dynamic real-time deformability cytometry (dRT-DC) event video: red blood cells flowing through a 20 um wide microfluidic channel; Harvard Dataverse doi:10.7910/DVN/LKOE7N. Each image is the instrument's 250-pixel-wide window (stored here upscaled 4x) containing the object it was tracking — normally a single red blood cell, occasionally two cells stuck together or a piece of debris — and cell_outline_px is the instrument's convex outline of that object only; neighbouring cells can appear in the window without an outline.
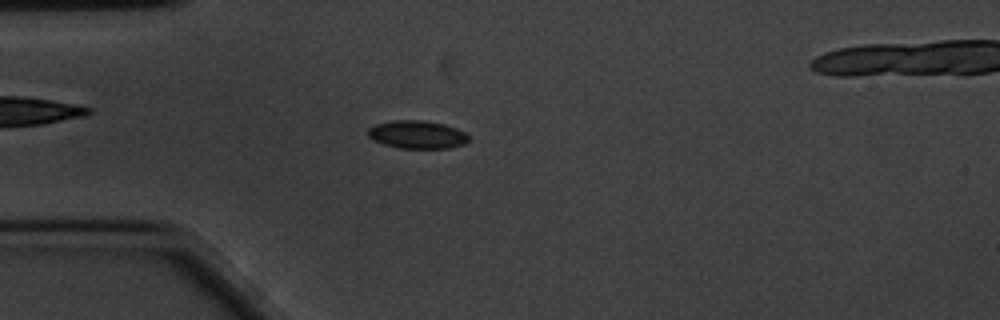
{"species": "common noctule bat (a hibernating species)", "species_latin": "Nyctalus noctula", "temperature_condition": "cold", "stored_images_in_passage": 59, "camera_frame_rate_fps": 3000, "um_per_image_px": 0.085, "animal": {"sex": "male", "body_mass_g": 20.1, "forearm_length_mm": 53.5}, "frame": {"image": 1, "passage_image": 15, "time_ms": 4.667, "image_size_px": [1000, 320], "cell_outline_px": [[468, 140], [464, 144], [448, 148], [400, 148], [384, 144], [372, 140], [368, 136], [368, 128], [376, 124], [396, 120], [420, 120], [444, 124], [456, 128], [464, 132], [468, 136]], "centroid_in_image_um": [35.44, 11.44], "position_along_channel_um": 49.6, "area_um2": 16.3}}
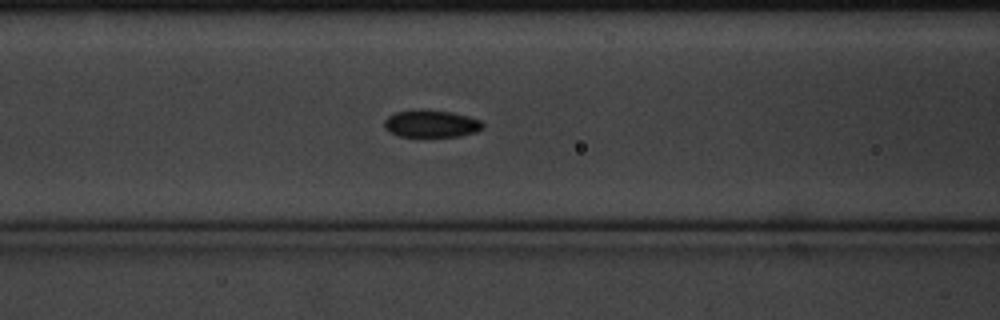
{"frame": {"image": 2, "passage_image": 23, "time_ms": 7.333, "image_size_px": [1000, 320], "cell_outline_px": [[484, 128], [476, 132], [460, 136], [400, 136], [388, 132], [384, 128], [384, 120], [388, 116], [396, 112], [452, 112], [468, 116], [480, 120], [484, 124]], "centroid_in_image_um": [36.68, 10.56], "position_along_channel_um": 129.9, "area_um2": 15.09}}
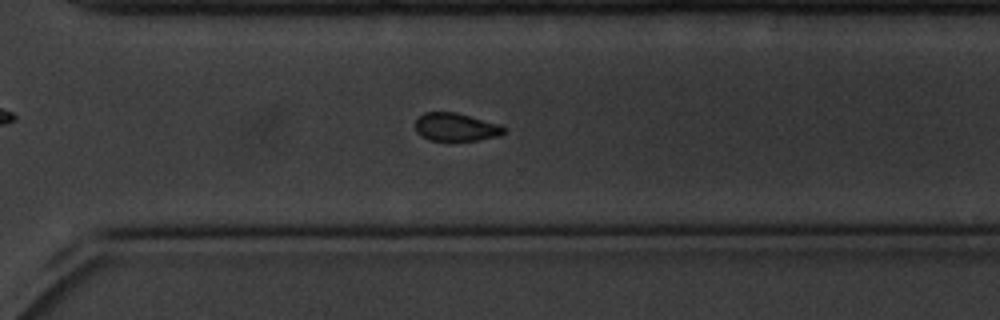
{"frame": {"image": 3, "passage_image": 41, "time_ms": 13.333, "image_size_px": [1000, 320], "cell_outline_px": [[508, 128], [500, 136], [476, 140], [428, 140], [420, 136], [416, 132], [416, 120], [424, 112], [456, 112], [500, 124]], "centroid_in_image_um": [38.76, 10.8], "position_along_channel_um": 331.8, "area_um2": 14.57}, "authors_computed_cell_mechanics": {"area_um2": 15.4904, "velocity_mm_per_s": 3.369, "shape_relaxation_time_tau1_ms": null, "shape_relaxation_time_tau2_ms": 9.9981, "deformation_change_tau1": null, "deformation_change_tau2": 0.133}}